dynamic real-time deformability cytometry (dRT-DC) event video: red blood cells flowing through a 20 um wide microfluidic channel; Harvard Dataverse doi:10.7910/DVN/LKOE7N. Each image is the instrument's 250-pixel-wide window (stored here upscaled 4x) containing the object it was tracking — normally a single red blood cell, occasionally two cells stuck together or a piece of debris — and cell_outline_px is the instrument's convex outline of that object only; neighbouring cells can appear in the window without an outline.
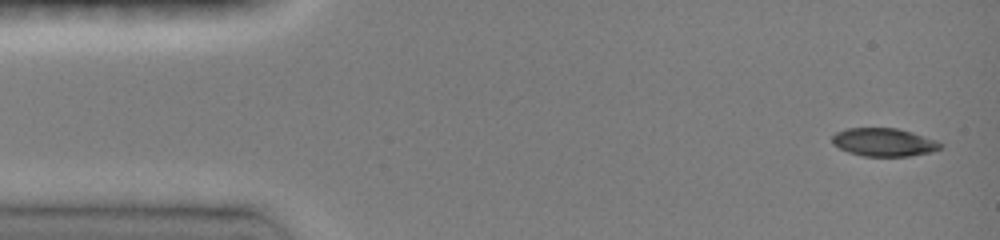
{"species": "common noctule bat (a hibernating species)", "species_latin": "Nyctalus noctula", "temperature_condition": "room temperature", "stored_images_in_passage": 20, "camera_frame_rate_fps": 3000, "um_per_image_px": 0.085, "animal": {"sex": "female", "body_mass_g": 19.0, "forearm_length_mm": 51.5}, "frame": {"image": 1, "passage_image": 1, "time_ms": 0.0, "image_size_px": [1000, 240], "cell_outline_px": [[944, 148], [932, 152], [908, 156], [864, 156], [848, 152], [832, 144], [832, 136], [836, 132], [848, 128], [896, 128], [912, 132], [936, 140], [944, 144]], "centroid_in_image_um": [75.16, 12.09], "position_along_channel_um": 9.8, "area_um2": 17.86}}
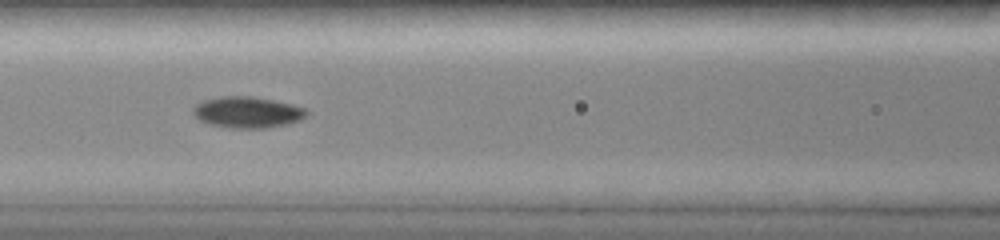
{"frame": {"image": 2, "passage_image": 9, "time_ms": 6.0, "image_size_px": [1000, 240], "cell_outline_px": [[308, 116], [300, 120], [288, 124], [268, 128], [232, 128], [208, 124], [200, 120], [192, 112], [192, 108], [196, 104], [204, 100], [220, 96], [252, 96], [292, 104], [304, 108], [308, 112]], "centroid_in_image_um": [21.03, 9.54], "position_along_channel_um": 145.6, "area_um2": 20.75}}
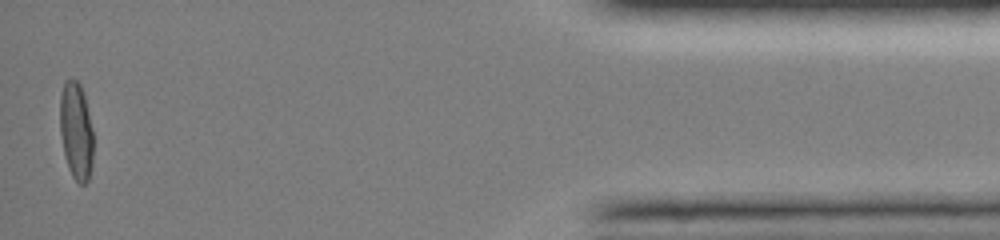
{"frame": {"image": 3, "passage_image": 20, "time_ms": 14.667, "image_size_px": [1000, 240], "cell_outline_px": [[92, 164], [88, 180], [84, 184], [80, 184], [72, 176], [68, 168], [64, 152], [60, 132], [60, 96], [64, 80], [76, 80], [80, 84], [84, 96], [92, 128]], "centroid_in_image_um": [6.46, 11.13], "position_along_channel_um": 428.7, "area_um2": 18.73}, "authors_computed_cell_mechanics": {"area_um2": 19.2474, "velocity_mm_per_s": 4.0663, "shape_relaxation_time_tau1_ms": 7.7531, "shape_relaxation_time_tau2_ms": 2.6195, "deformation_change_tau1": 0.2166, "deformation_change_tau2": 0.0485}}